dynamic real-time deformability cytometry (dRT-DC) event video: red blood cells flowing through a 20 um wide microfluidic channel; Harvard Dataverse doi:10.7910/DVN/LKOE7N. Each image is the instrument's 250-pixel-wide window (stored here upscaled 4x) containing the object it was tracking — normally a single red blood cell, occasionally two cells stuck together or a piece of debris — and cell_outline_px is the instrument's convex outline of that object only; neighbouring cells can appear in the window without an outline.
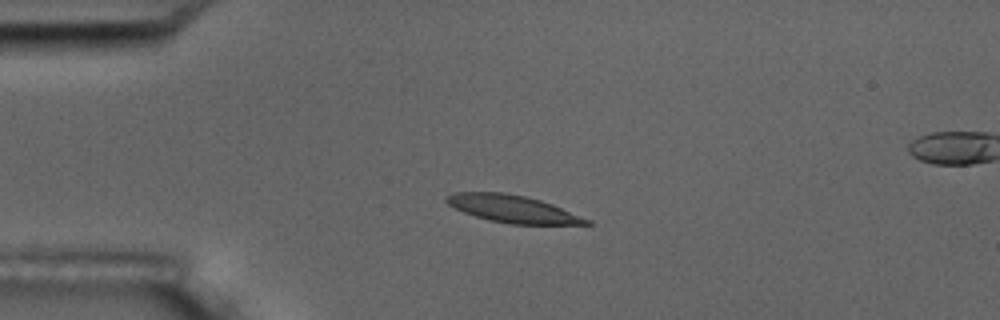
{"species": "common noctule bat (a hibernating species)", "species_latin": "Nyctalus noctula", "temperature_condition": "room temperature", "stored_images_in_passage": 6, "camera_frame_rate_fps": 3000, "um_per_image_px": 0.085, "animal": {"sex": "male", "body_mass_g": 17.5, "forearm_length_mm": 52.3}, "frame": {"image": 1, "passage_image": 4, "time_ms": 4.333, "image_size_px": [1000, 320], "cell_outline_px": [[592, 224], [512, 224], [488, 220], [464, 212], [448, 204], [444, 200], [444, 196], [452, 192], [504, 192], [524, 196], [540, 200], [552, 204], [592, 220]], "centroid_in_image_um": [43.56, 17.75], "position_along_channel_um": 41.4, "area_um2": 22.25}}